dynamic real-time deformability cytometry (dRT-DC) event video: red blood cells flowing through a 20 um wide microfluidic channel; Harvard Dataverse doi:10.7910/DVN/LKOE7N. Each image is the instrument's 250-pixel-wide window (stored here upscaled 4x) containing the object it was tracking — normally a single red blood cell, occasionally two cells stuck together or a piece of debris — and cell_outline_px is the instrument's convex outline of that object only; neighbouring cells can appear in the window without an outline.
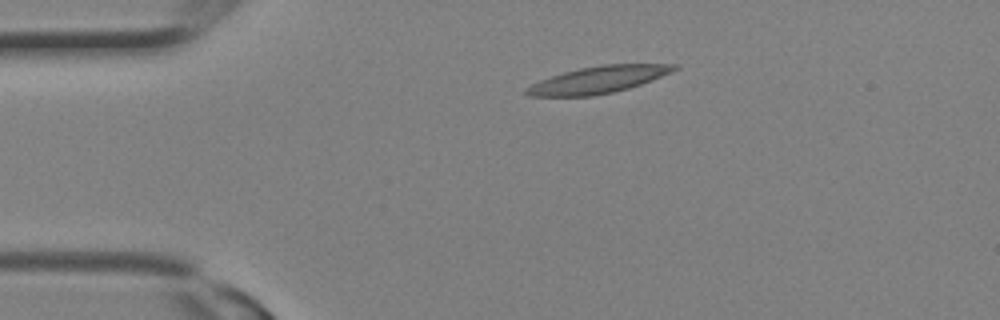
{"species": "Egyptian fruit bat (a non-hibernating species)", "species_latin": "Rousettus aegyptiacus", "temperature_condition": "room temperature", "stored_images_in_passage": 7, "camera_frame_rate_fps": 3000, "um_per_image_px": 0.085, "animal": {"sex": "female"}, "frame": {"image": 1, "passage_image": 1, "time_ms": 0.0, "image_size_px": [1000, 320], "cell_outline_px": [[680, 68], [672, 72], [652, 80], [628, 88], [612, 92], [592, 96], [528, 96], [524, 92], [524, 88], [540, 80], [564, 72], [580, 68], [604, 64], [680, 64]], "centroid_in_image_um": [50.87, 6.77], "position_along_channel_um": 34.1, "area_um2": 23.12}}
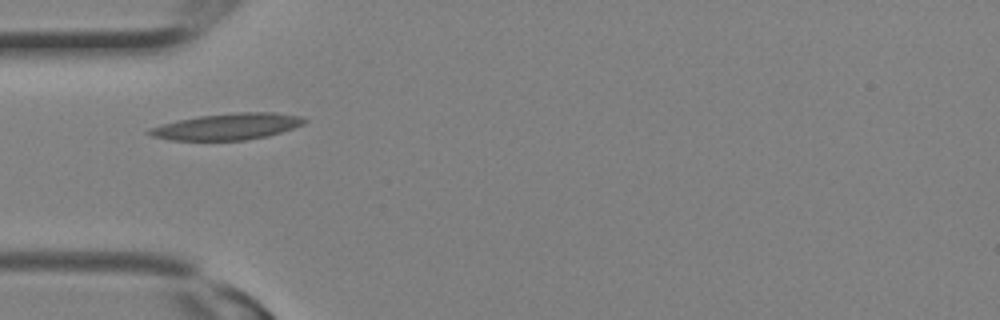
{"frame": {"image": 2, "passage_image": 4, "time_ms": 1.0, "image_size_px": [1000, 320], "cell_outline_px": [[308, 120], [304, 124], [268, 136], [244, 140], [168, 140], [152, 136], [144, 132], [148, 128], [176, 120], [200, 116], [240, 112], [272, 112], [300, 116]], "centroid_in_image_um": [19.28, 10.76], "position_along_channel_um": 65.7, "area_um2": 23.81}}
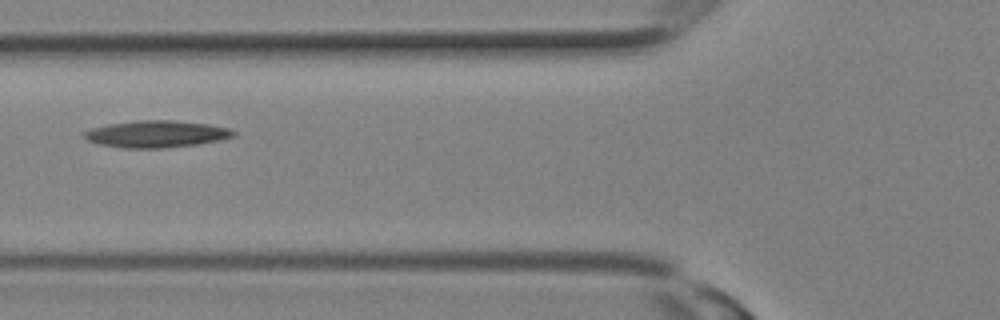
{"frame": {"image": 3, "passage_image": 6, "time_ms": 1.667, "image_size_px": [1000, 320], "cell_outline_px": [[236, 136], [196, 144], [164, 148], [124, 148], [100, 144], [88, 140], [84, 136], [84, 132], [92, 128], [108, 124], [136, 120], [172, 120], [208, 124], [228, 128], [236, 132]], "centroid_in_image_um": [13.29, 11.38], "position_along_channel_um": 112.5, "area_um2": 23.18}}